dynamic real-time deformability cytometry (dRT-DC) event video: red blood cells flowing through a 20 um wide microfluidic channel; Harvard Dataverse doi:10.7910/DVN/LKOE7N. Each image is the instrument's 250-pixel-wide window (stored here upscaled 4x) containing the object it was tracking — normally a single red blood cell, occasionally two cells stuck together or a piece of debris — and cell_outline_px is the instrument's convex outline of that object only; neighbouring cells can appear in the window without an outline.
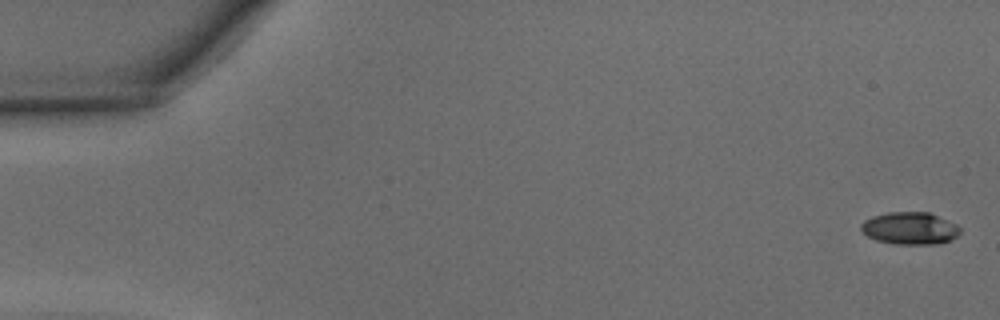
{"species": "common noctule bat (a hibernating species)", "species_latin": "Nyctalus noctula", "temperature_condition": "warm", "stored_images_in_passage": 47, "camera_frame_rate_fps": 3000, "um_per_image_px": 0.085, "animal": {"sex": "male", "body_mass_g": 15.6}, "frame": {"image": 1, "passage_image": 1, "time_ms": 0.0, "image_size_px": [1000, 320], "cell_outline_px": [[960, 232], [956, 236], [940, 244], [892, 244], [876, 240], [868, 236], [860, 228], [860, 224], [864, 220], [872, 216], [888, 212], [928, 212], [956, 224], [960, 228]], "centroid_in_image_um": [77.31, 19.4], "position_along_channel_um": 7.7, "area_um2": 18.61}}
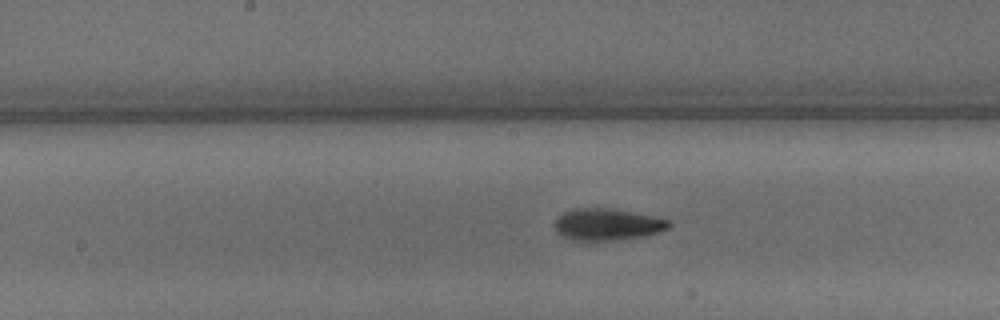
{"frame": {"image": 2, "passage_image": 24, "time_ms": 7.667, "image_size_px": [1000, 320], "cell_outline_px": [[672, 224], [668, 228], [660, 232], [644, 236], [612, 240], [572, 240], [556, 232], [556, 220], [564, 212], [580, 208], [608, 208], [632, 212], [652, 216], [668, 220]], "centroid_in_image_um": [51.65, 19.08], "position_along_channel_um": 196.6, "area_um2": 20.75}}
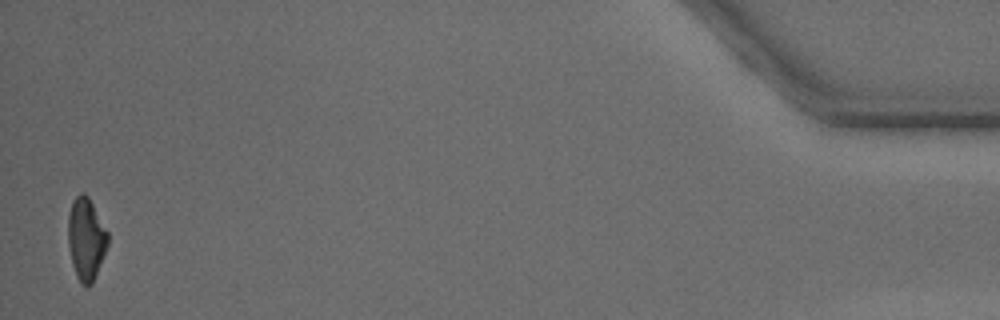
{"frame": {"image": 3, "passage_image": 46, "time_ms": 15.0, "image_size_px": [1000, 320], "cell_outline_px": [[108, 244], [92, 284], [88, 288], [80, 284], [76, 276], [72, 264], [68, 244], [68, 216], [72, 200], [80, 192], [84, 192], [88, 196], [108, 232]], "centroid_in_image_um": [7.3, 20.31], "position_along_channel_um": 427.9, "area_um2": 19.13}, "authors_computed_cell_mechanics": {"area_um2": 19.7676, "velocity_mm_per_s": 4.3747, "shape_relaxation_time_tau1_ms": 2.2074, "shape_relaxation_time_tau2_ms": 5.1606, "deformation_change_tau1": 0.1329, "deformation_change_tau2": 0.1419}}